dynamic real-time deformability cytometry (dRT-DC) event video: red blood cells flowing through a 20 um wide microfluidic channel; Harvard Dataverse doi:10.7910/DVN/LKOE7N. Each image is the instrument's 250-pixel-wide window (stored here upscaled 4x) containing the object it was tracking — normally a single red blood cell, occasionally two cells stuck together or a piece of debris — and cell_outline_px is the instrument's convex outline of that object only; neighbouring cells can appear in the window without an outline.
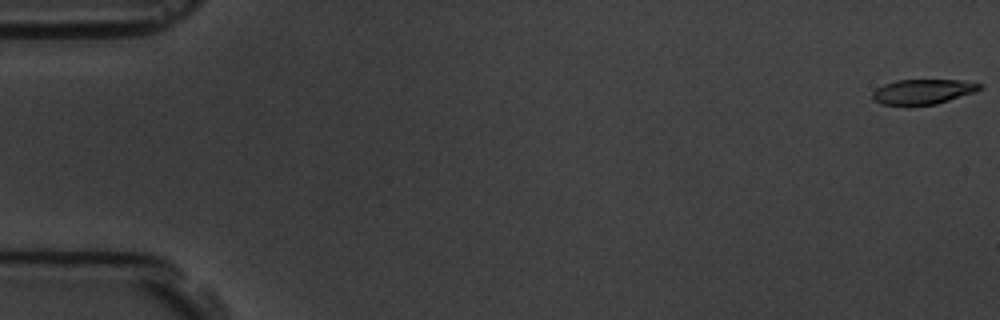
{"species": "common noctule bat (a hibernating species)", "species_latin": "Nyctalus noctula", "temperature_condition": "room temperature", "stored_images_in_passage": 5, "camera_frame_rate_fps": 3000, "um_per_image_px": 0.085, "animal": {"sex": "male", "body_mass_g": 19.5, "forearm_length_mm": 54.6}, "frame": {"image": 1, "passage_image": 1, "time_ms": 0.0, "image_size_px": [1000, 320], "cell_outline_px": [[984, 88], [976, 92], [936, 104], [880, 104], [872, 96], [872, 92], [876, 88], [884, 84], [896, 80], [960, 80], [984, 84]], "centroid_in_image_um": [78.51, 7.77], "position_along_channel_um": 6.5, "area_um2": 15.49}}
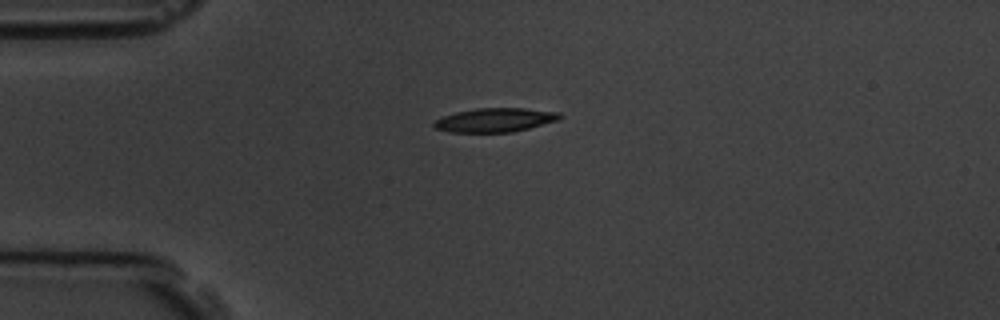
{"frame": {"image": 2, "passage_image": 5, "time_ms": 4.667, "image_size_px": [1000, 320], "cell_outline_px": [[564, 116], [560, 120], [512, 132], [452, 132], [436, 128], [432, 124], [436, 120], [444, 116], [456, 112], [476, 108], [524, 108], [560, 112]], "centroid_in_image_um": [42.14, 10.19], "position_along_channel_um": 42.9, "area_um2": 17.51}}